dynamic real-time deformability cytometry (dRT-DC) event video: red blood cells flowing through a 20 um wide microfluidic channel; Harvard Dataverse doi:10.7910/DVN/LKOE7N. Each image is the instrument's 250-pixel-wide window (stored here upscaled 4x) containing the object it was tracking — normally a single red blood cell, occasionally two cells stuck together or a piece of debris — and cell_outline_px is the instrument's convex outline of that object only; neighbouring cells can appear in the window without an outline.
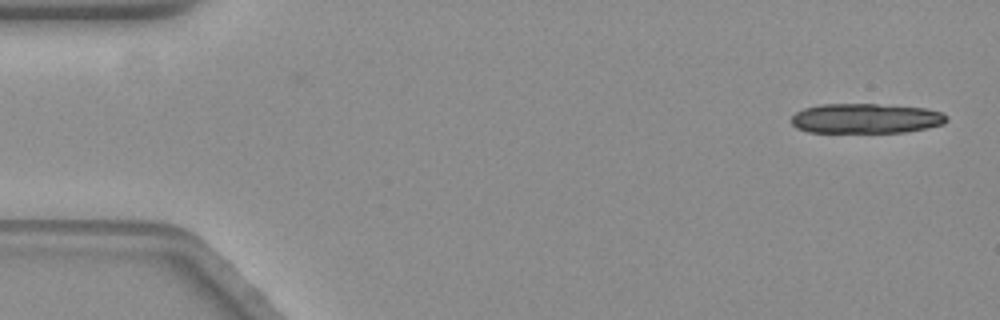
{"species": "common noctule bat (a hibernating species)", "species_latin": "Nyctalus noctula", "temperature_condition": "warm", "stored_images_in_passage": 15, "camera_frame_rate_fps": 3000, "um_per_image_px": 0.085, "animal": {"sex": "female", "body_mass_g": 19.3, "forearm_length_mm": 54.1}, "frame": {"image": 1, "passage_image": 1, "time_ms": 0.0, "image_size_px": [1000, 320], "cell_outline_px": [[948, 120], [944, 124], [904, 132], [808, 132], [796, 128], [792, 124], [792, 116], [796, 112], [804, 108], [820, 104], [876, 104], [924, 108], [940, 112], [948, 116]], "centroid_in_image_um": [73.57, 10.06], "position_along_channel_um": 11.4, "area_um2": 26.93}}